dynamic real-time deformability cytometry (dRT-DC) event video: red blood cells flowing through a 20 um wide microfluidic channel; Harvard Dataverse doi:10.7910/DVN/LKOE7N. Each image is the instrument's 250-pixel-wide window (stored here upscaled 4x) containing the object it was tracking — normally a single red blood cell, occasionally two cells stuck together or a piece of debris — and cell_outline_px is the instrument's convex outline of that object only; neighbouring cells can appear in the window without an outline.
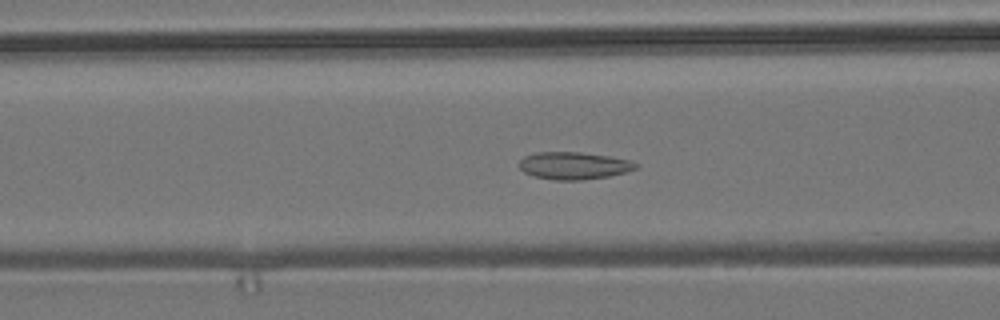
{"species": "common noctule bat (a hibernating species)", "species_latin": "Nyctalus noctula", "temperature_condition": "room temperature", "stored_images_in_passage": 55, "camera_frame_rate_fps": 3000, "um_per_image_px": 0.085, "animal": {"sex": "male", "body_mass_g": 19.2, "forearm_length_mm": 51.8}, "frame": {"image": 1, "passage_image": 21, "time_ms": 6.667, "image_size_px": [1000, 320], "cell_outline_px": [[640, 164], [636, 168], [624, 172], [608, 176], [580, 180], [556, 180], [536, 176], [524, 172], [520, 168], [520, 160], [524, 156], [536, 152], [580, 152], [612, 156], [628, 160]], "centroid_in_image_um": [48.78, 14.06], "position_along_channel_um": 117.8, "area_um2": 18.44}}
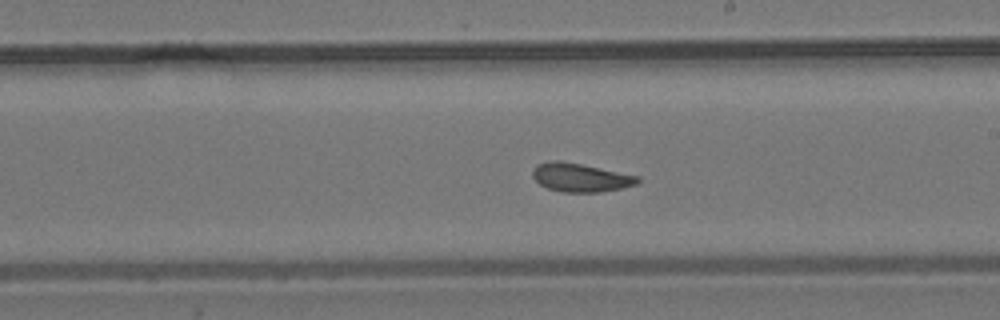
{"frame": {"image": 2, "passage_image": 31, "time_ms": 10.0, "image_size_px": [1000, 320], "cell_outline_px": [[640, 180], [636, 184], [620, 188], [600, 192], [564, 192], [548, 188], [540, 184], [532, 176], [532, 172], [540, 164], [552, 160], [560, 160], [640, 176]], "centroid_in_image_um": [49.36, 15.09], "position_along_channel_um": 239.6, "area_um2": 17.17}}
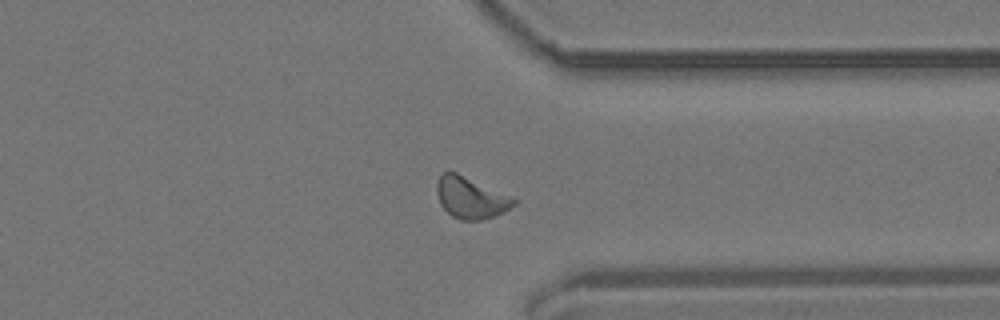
{"frame": {"image": 3, "passage_image": 42, "time_ms": 13.667, "image_size_px": [1000, 320], "cell_outline_px": [[516, 204], [504, 212], [496, 216], [480, 220], [460, 220], [452, 216], [440, 204], [436, 192], [436, 184], [440, 172], [456, 172], [512, 196], [516, 200]], "centroid_in_image_um": [40.01, 16.8], "position_along_channel_um": 371.4, "area_um2": 18.73}, "authors_computed_cell_mechanics": {"area_um2": 17.918, "velocity_mm_per_s": 3.6569, "shape_relaxation_time_tau1_ms": null, "shape_relaxation_time_tau2_ms": 3.8238, "deformation_change_tau1": null, "deformation_change_tau2": 0.0856}}